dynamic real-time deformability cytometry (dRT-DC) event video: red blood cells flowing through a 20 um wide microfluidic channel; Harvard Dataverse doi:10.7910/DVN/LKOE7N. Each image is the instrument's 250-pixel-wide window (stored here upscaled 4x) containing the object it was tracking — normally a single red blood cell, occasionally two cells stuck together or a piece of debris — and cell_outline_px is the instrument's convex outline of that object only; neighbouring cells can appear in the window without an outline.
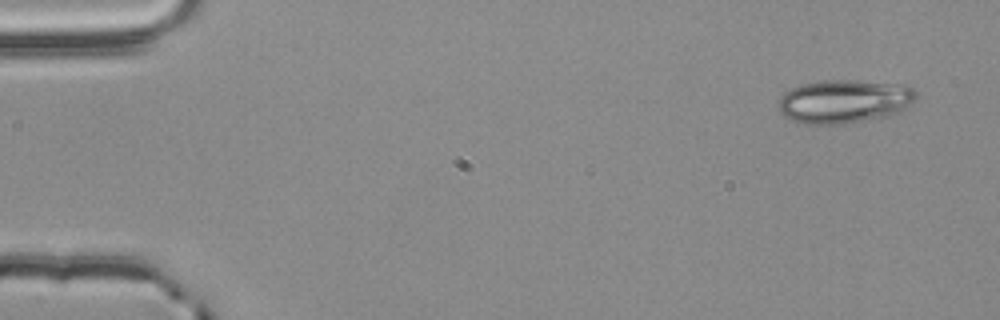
{"species": "common noctule bat (a hibernating species)", "species_latin": "Nyctalus noctula", "temperature_condition": "room temperature", "stored_images_in_passage": 53, "camera_frame_rate_fps": 3000, "um_per_image_px": 0.085, "animal": {"sex": "male", "body_mass_g": 20.4}, "frame": {"image": 1, "passage_image": 1, "time_ms": 0.0, "image_size_px": [1000, 320], "cell_outline_px": [[916, 100], [912, 104], [888, 116], [844, 124], [804, 124], [792, 120], [784, 116], [780, 112], [776, 104], [780, 96], [784, 92], [800, 84], [824, 80], [856, 80], [896, 84], [912, 88], [916, 92]], "centroid_in_image_um": [71.7, 8.62], "position_along_channel_um": 13.3, "area_um2": 35.08}}
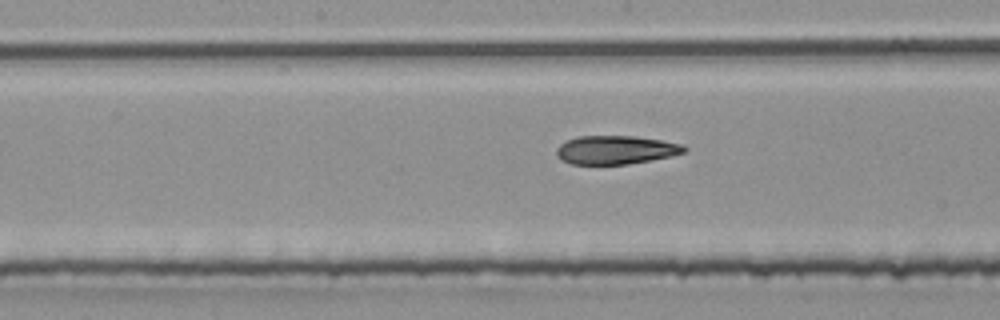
{"frame": {"image": 2, "passage_image": 26, "time_ms": 8.333, "image_size_px": [1000, 320], "cell_outline_px": [[688, 148], [684, 152], [672, 156], [628, 164], [572, 164], [560, 160], [556, 156], [556, 148], [560, 144], [576, 136], [636, 136], [684, 144]], "centroid_in_image_um": [52.33, 12.74], "position_along_channel_um": 195.9, "area_um2": 21.39}}
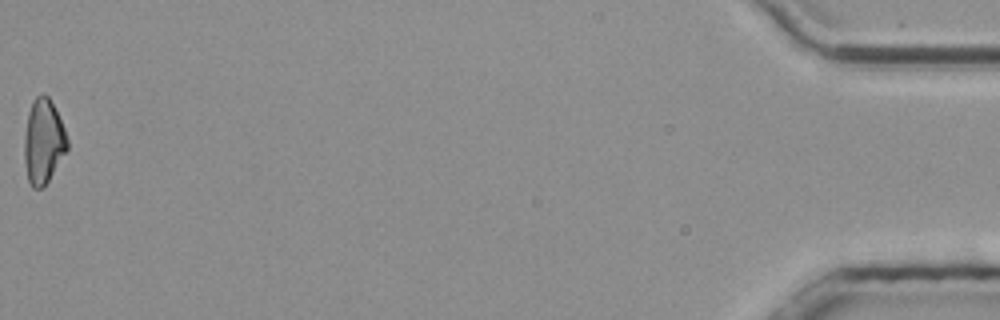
{"frame": {"image": 3, "passage_image": 53, "time_ms": 17.333, "image_size_px": [1000, 320], "cell_outline_px": [[68, 148], [44, 188], [32, 188], [28, 180], [24, 164], [24, 136], [28, 112], [32, 100], [40, 92], [44, 92], [48, 96], [64, 128], [68, 140]], "centroid_in_image_um": [3.66, 12.02], "position_along_channel_um": 431.5, "area_um2": 21.33}, "authors_computed_cell_mechanics": {"area_um2": 22.1374, "velocity_mm_per_s": 3.7844, "shape_relaxation_time_tau1_ms": 9.2556, "shape_relaxation_time_tau2_ms": 3.3921, "deformation_change_tau1": 0.2158, "deformation_change_tau2": 0.1199}}